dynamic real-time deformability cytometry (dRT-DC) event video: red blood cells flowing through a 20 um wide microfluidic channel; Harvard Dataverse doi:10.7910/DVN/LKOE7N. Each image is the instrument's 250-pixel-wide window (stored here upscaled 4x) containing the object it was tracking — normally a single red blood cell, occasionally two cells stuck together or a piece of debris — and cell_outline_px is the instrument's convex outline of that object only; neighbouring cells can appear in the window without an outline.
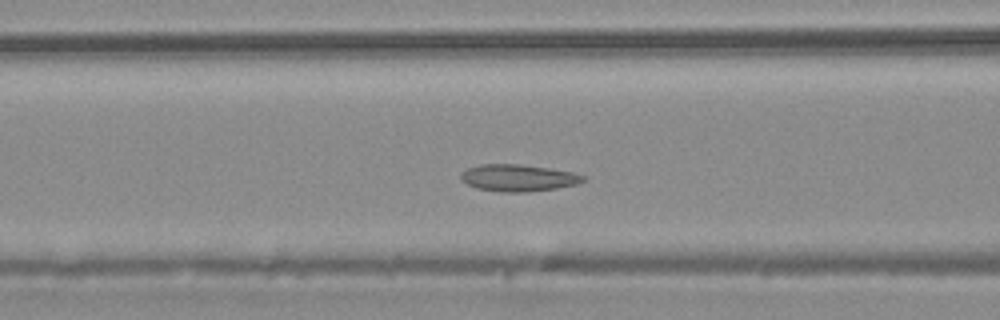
{"species": "common noctule bat (a hibernating species)", "species_latin": "Nyctalus noctula", "temperature_condition": "warm", "stored_images_in_passage": 40, "camera_frame_rate_fps": 3000, "um_per_image_px": 0.085, "animal": {"sex": "male", "body_mass_g": 20.4}, "frame": {"image": 1, "passage_image": 14, "time_ms": 4.333, "image_size_px": [1000, 320], "cell_outline_px": [[584, 180], [576, 184], [556, 188], [524, 192], [496, 192], [476, 188], [460, 180], [460, 172], [468, 168], [480, 164], [520, 164], [548, 168], [572, 172], [584, 176]], "centroid_in_image_um": [43.98, 15.12], "position_along_channel_um": 122.6, "area_um2": 19.13}}
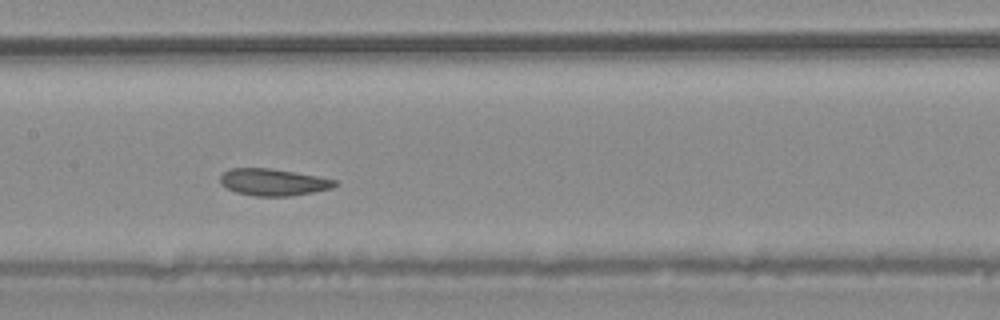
{"frame": {"image": 2, "passage_image": 18, "time_ms": 5.667, "image_size_px": [1000, 320], "cell_outline_px": [[340, 184], [332, 188], [292, 196], [256, 196], [236, 192], [220, 184], [220, 176], [228, 168], [272, 168], [316, 176], [336, 180]], "centroid_in_image_um": [23.22, 15.48], "position_along_channel_um": 184.2, "area_um2": 17.98}}
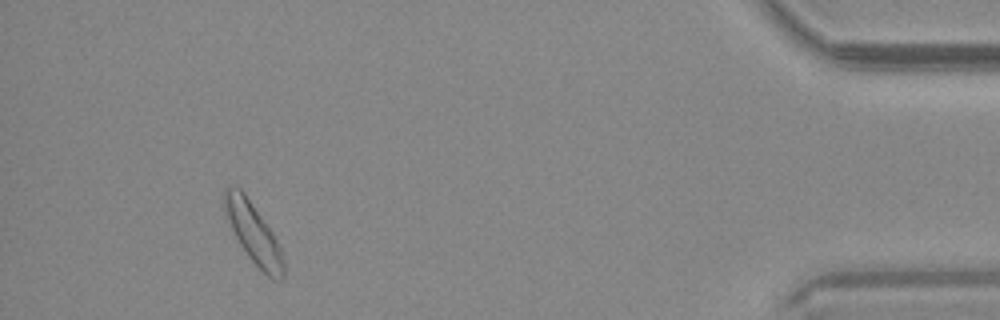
{"frame": {"image": 3, "passage_image": 37, "time_ms": 12.0, "image_size_px": [1000, 320], "cell_outline_px": [[284, 276], [280, 280], [272, 280], [248, 256], [240, 244], [224, 216], [224, 188], [228, 184], [236, 184], [244, 192], [272, 232], [280, 244], [284, 260]], "centroid_in_image_um": [21.52, 19.77], "position_along_channel_um": 413.7, "area_um2": 20.92}}